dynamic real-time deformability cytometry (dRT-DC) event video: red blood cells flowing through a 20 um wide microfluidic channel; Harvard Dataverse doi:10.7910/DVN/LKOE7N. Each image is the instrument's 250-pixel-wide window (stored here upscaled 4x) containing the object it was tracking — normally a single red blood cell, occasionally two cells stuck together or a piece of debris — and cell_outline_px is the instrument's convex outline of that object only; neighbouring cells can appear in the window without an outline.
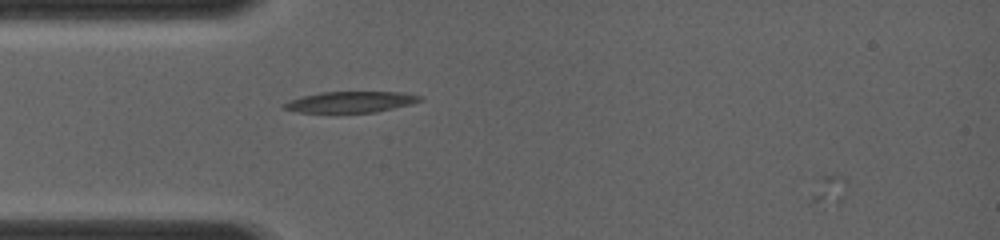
{"species": "common noctule bat (a hibernating species)", "species_latin": "Nyctalus noctula", "temperature_condition": "room temperature", "stored_images_in_passage": 2, "camera_frame_rate_fps": 4000, "um_per_image_px": 0.085, "animal": {"sex": "female", "body_mass_g": 19.0, "forearm_length_mm": 56.7}, "frame": {"image": 1, "passage_image": 1, "time_ms": 0.0, "image_size_px": [1000, 240], "cell_outline_px": [[424, 100], [412, 104], [376, 112], [300, 112], [280, 108], [280, 104], [288, 100], [300, 96], [320, 92], [400, 92], [424, 96]], "centroid_in_image_um": [29.78, 8.66], "position_along_channel_um": 55.2, "area_um2": 16.88}}